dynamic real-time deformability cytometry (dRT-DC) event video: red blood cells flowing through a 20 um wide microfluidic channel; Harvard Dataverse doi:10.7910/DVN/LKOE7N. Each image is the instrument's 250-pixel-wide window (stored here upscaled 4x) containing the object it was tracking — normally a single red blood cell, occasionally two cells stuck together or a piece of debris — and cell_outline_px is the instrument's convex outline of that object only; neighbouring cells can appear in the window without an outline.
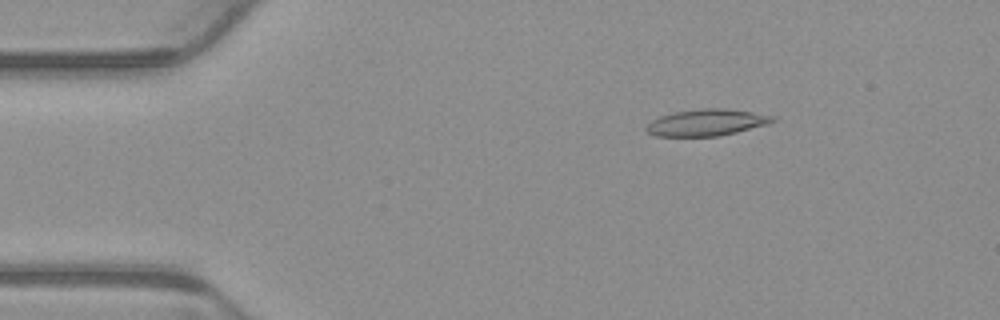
{"species": "common noctule bat (a hibernating species)", "species_latin": "Nyctalus noctula", "temperature_condition": "warm", "stored_images_in_passage": 2, "camera_frame_rate_fps": 3000, "um_per_image_px": 0.085, "animal": {"sex": "male", "body_mass_g": 23.1, "forearm_length_mm": 52.7}, "frame": {"image": 1, "passage_image": 1, "time_ms": 0.0, "image_size_px": [1000, 320], "cell_outline_px": [[776, 120], [768, 124], [720, 136], [656, 136], [648, 132], [644, 128], [652, 120], [660, 116], [672, 112], [700, 108], [728, 108], [752, 112], [772, 116]], "centroid_in_image_um": [60.04, 10.4], "position_along_channel_um": 25.0, "area_um2": 19.59}}